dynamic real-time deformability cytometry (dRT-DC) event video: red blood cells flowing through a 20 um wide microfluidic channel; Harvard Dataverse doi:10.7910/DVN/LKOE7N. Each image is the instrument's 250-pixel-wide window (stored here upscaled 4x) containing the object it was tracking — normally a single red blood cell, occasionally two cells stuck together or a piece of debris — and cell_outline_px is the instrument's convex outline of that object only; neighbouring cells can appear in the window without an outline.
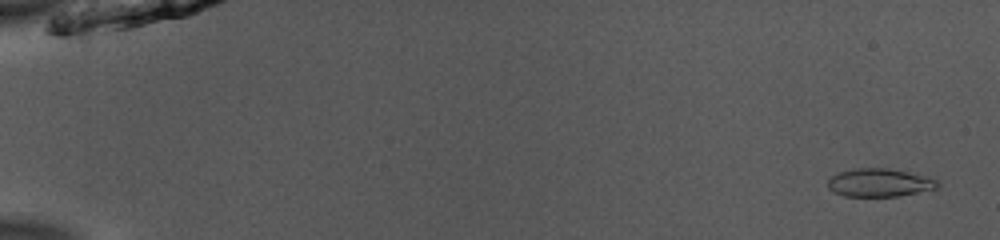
{"species": "common noctule bat (a hibernating species)", "species_latin": "Nyctalus noctula", "temperature_condition": "room temperature", "stored_images_in_passage": 51, "camera_frame_rate_fps": 3000, "um_per_image_px": 0.085, "animal": {"sex": "male", "body_mass_g": 13.0, "forearm_length_mm": 53.1}, "frame": {"image": 1, "passage_image": 2, "time_ms": 0.333, "image_size_px": [1000, 240], "cell_outline_px": [[940, 184], [936, 188], [900, 196], [844, 196], [828, 188], [828, 180], [832, 176], [840, 172], [856, 168], [888, 168], [924, 176], [936, 180]], "centroid_in_image_um": [74.74, 15.53], "position_along_channel_um": 10.3, "area_um2": 17.69}}
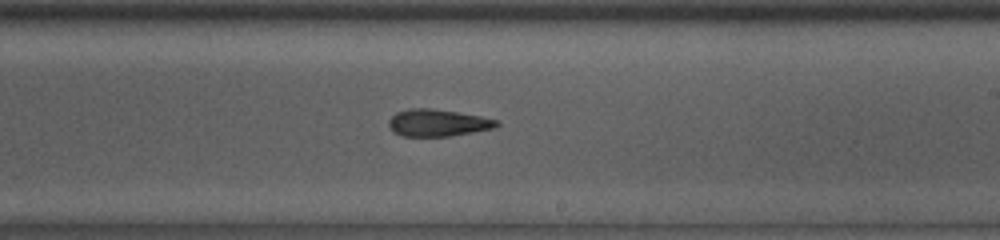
{"frame": {"image": 2, "passage_image": 32, "time_ms": 10.333, "image_size_px": [1000, 240], "cell_outline_px": [[500, 124], [492, 128], [472, 132], [448, 136], [404, 136], [396, 132], [388, 124], [388, 120], [396, 112], [408, 108], [432, 108], [480, 116], [500, 120]], "centroid_in_image_um": [37.21, 10.42], "position_along_channel_um": 251.8, "area_um2": 16.82}}
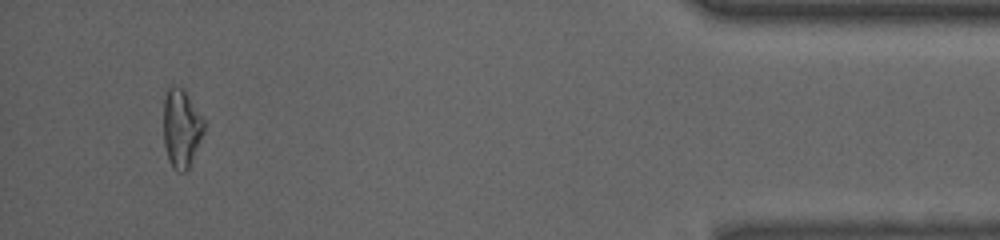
{"frame": {"image": 3, "passage_image": 49, "time_ms": 16.0, "image_size_px": [1000, 240], "cell_outline_px": [[204, 132], [188, 168], [184, 172], [176, 172], [172, 168], [168, 160], [164, 144], [164, 92], [172, 84], [184, 88], [204, 120]], "centroid_in_image_um": [15.4, 10.87], "position_along_channel_um": 419.8, "area_um2": 18.67}, "authors_computed_cell_mechanics": {"area_um2": 17.6868, "velocity_mm_per_s": 3.9705, "shape_relaxation_time_tau1_ms": null, "shape_relaxation_time_tau2_ms": 4.3169, "deformation_change_tau1": null, "deformation_change_tau2": 0.1434}}